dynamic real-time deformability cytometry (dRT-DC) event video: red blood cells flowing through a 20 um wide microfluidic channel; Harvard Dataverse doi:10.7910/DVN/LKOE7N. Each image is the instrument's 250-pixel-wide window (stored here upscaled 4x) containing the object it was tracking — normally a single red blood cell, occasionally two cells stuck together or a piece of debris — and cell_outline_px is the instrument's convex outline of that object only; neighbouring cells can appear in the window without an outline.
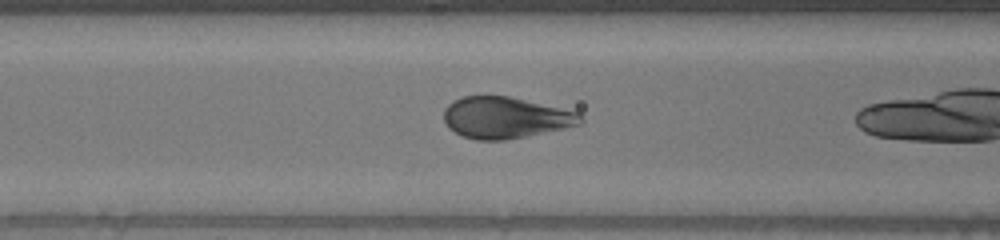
{"species": "human", "species_latin": "Homo sapiens", "temperature_condition": "warm", "stored_images_in_passage": 37, "camera_frame_rate_fps": 3000, "um_per_image_px": 0.085, "donor": {"sex": "male"}, "frame": {"image": 1, "passage_image": 16, "time_ms": 5.0, "image_size_px": [1000, 240], "cell_outline_px": [[584, 120], [580, 124], [564, 128], [504, 140], [476, 140], [464, 136], [448, 128], [444, 120], [444, 108], [452, 100], [464, 96], [508, 96], [580, 112]], "centroid_in_image_um": [42.95, 9.99], "position_along_channel_um": 123.7, "area_um2": 32.83}}
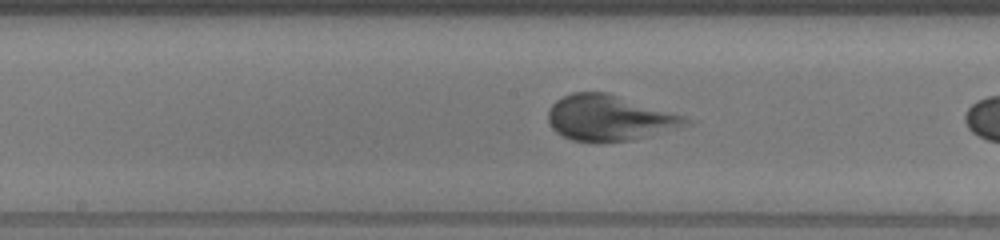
{"frame": {"image": 2, "passage_image": 22, "time_ms": 7.0, "image_size_px": [1000, 240], "cell_outline_px": [[692, 124], [632, 140], [572, 140], [556, 132], [552, 128], [548, 120], [548, 108], [556, 100], [572, 92], [608, 92], [684, 116], [692, 120]], "centroid_in_image_um": [51.79, 9.99], "position_along_channel_um": 196.4, "area_um2": 36.01}}
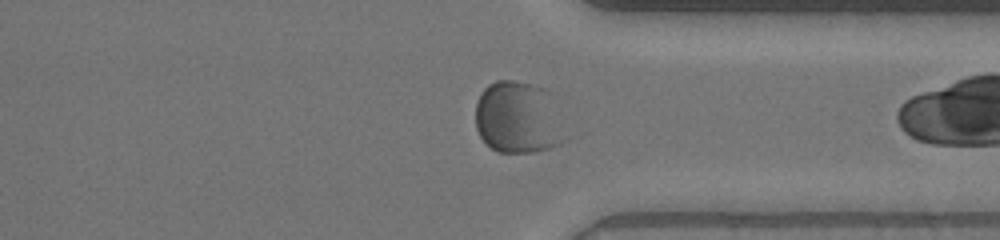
{"frame": {"image": 3, "passage_image": 36, "time_ms": 11.667, "image_size_px": [1000, 240], "cell_outline_px": [[568, 140], [560, 144], [548, 148], [532, 152], [496, 152], [480, 136], [476, 128], [476, 104], [480, 92], [488, 84], [496, 80], [512, 80], [532, 84], [544, 88], [548, 92]], "centroid_in_image_um": [44.01, 10.0], "position_along_channel_um": 367.4, "area_um2": 37.63}}